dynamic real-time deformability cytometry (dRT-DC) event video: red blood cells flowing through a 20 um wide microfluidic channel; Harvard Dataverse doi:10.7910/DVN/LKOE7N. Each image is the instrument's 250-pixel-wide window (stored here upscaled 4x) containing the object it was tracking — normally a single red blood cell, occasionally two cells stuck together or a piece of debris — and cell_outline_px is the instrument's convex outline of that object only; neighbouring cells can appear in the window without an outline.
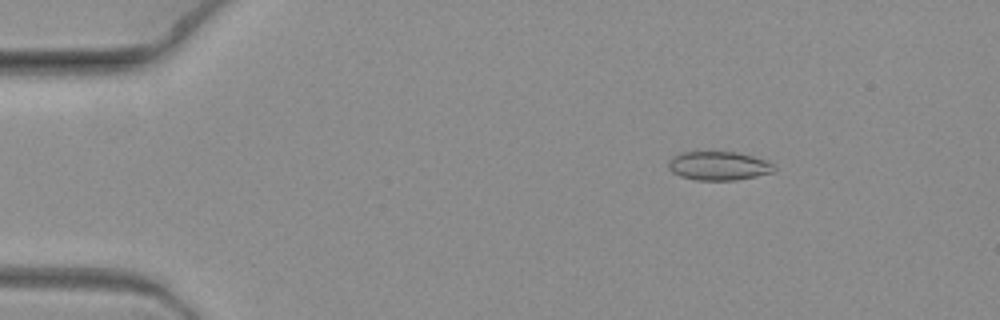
{"species": "common noctule bat (a hibernating species)", "species_latin": "Nyctalus noctula", "temperature_condition": "warm", "stored_images_in_passage": 7, "camera_frame_rate_fps": 3000, "um_per_image_px": 0.085, "animal": {"sex": "female", "body_mass_g": 19.3, "forearm_length_mm": 54.1}, "frame": {"image": 1, "passage_image": 1, "time_ms": 0.0, "image_size_px": [1000, 320], "cell_outline_px": [[776, 168], [772, 172], [756, 176], [736, 180], [696, 180], [680, 176], [672, 172], [668, 168], [668, 160], [672, 156], [680, 152], [736, 152], [752, 156], [764, 160], [772, 164]], "centroid_in_image_um": [61.03, 14.09], "position_along_channel_um": 24.0, "area_um2": 17.69}}
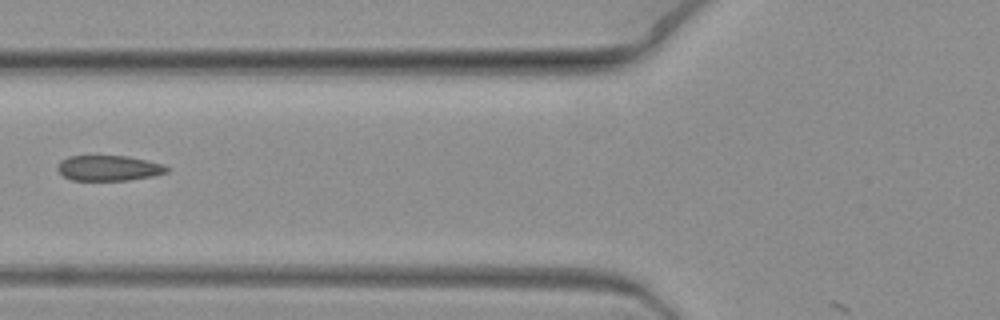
{"frame": {"image": 2, "passage_image": 5, "time_ms": 1.333, "image_size_px": [1000, 320], "cell_outline_px": [[168, 172], [152, 176], [128, 180], [72, 180], [64, 176], [56, 168], [60, 160], [68, 156], [128, 156], [160, 164], [168, 168]], "centroid_in_image_um": [9.19, 14.29], "position_along_channel_um": 116.6, "area_um2": 15.95}}
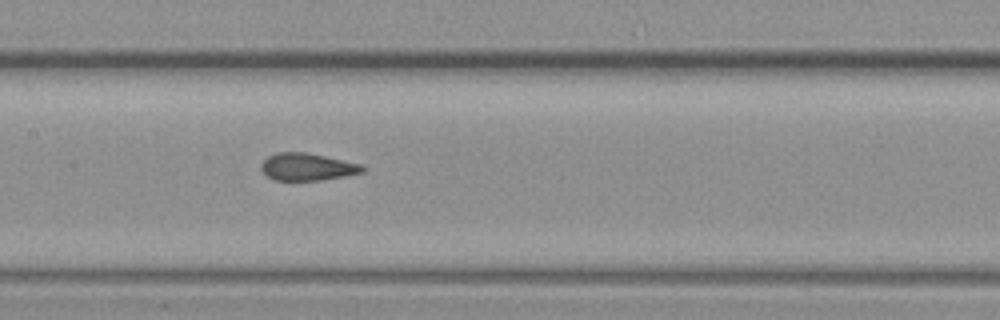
{"frame": {"image": 3, "passage_image": 7, "time_ms": 2.0, "image_size_px": [1000, 320], "cell_outline_px": [[364, 172], [344, 176], [320, 180], [272, 180], [260, 168], [260, 164], [268, 156], [276, 152], [304, 152], [324, 156], [360, 164], [364, 168]], "centroid_in_image_um": [26.07, 14.18], "position_along_channel_um": 181.3, "area_um2": 15.95}}